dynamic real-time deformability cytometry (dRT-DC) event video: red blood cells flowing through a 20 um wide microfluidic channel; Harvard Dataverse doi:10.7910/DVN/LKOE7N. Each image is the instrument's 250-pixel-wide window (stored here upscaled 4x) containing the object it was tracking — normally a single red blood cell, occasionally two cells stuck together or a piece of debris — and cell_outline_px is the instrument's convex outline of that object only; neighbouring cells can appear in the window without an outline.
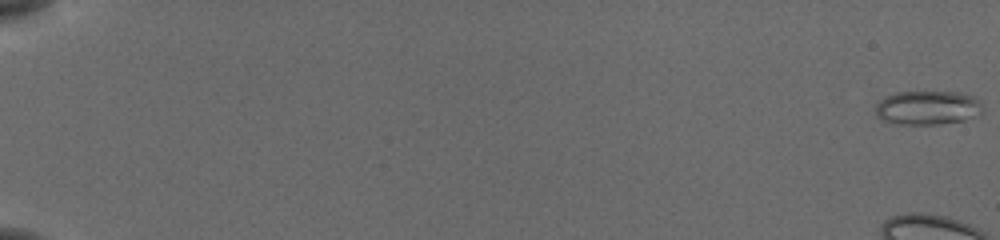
{"species": "common noctule bat (a hibernating species)", "species_latin": "Nyctalus noctula", "temperature_condition": "cold", "stored_images_in_passage": 21, "camera_frame_rate_fps": 3000, "um_per_image_px": 0.085, "animal": {"sex": "female", "body_mass_g": 19.5, "forearm_length_mm": 54.1}, "frame": {"image": 1, "passage_image": 1, "time_ms": 0.0, "image_size_px": [1000, 240], "cell_outline_px": [[980, 112], [976, 116], [964, 120], [940, 124], [892, 124], [880, 120], [876, 116], [876, 104], [884, 96], [896, 92], [960, 92], [972, 96], [980, 100]], "centroid_in_image_um": [78.78, 9.16], "position_along_channel_um": 6.2, "area_um2": 21.39}}